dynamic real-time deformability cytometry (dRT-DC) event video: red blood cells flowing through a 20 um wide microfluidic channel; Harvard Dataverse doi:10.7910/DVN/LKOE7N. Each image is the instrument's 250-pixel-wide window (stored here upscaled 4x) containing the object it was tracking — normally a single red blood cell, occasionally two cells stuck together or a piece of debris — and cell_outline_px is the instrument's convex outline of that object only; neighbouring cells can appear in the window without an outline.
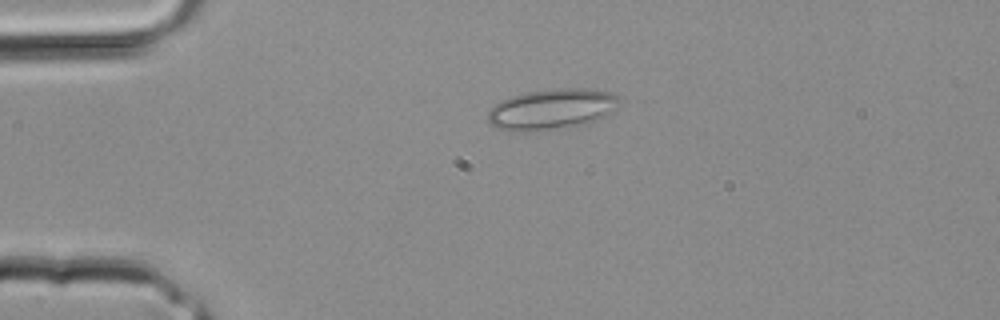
{"species": "common noctule bat (a hibernating species)", "species_latin": "Nyctalus noctula", "temperature_condition": "room temperature", "stored_images_in_passage": 3, "camera_frame_rate_fps": 3000, "um_per_image_px": 0.085, "animal": {"sex": "male", "body_mass_g": 20.4}, "frame": {"image": 1, "passage_image": 3, "time_ms": 0.667, "image_size_px": [1000, 320], "cell_outline_px": [[620, 96], [616, 108], [612, 112], [588, 124], [568, 128], [544, 132], [516, 132], [496, 128], [488, 120], [488, 108], [500, 100], [512, 96], [528, 92], [560, 88], [584, 88], [612, 92]], "centroid_in_image_um": [46.89, 9.31], "position_along_channel_um": 38.1, "area_um2": 31.91}}